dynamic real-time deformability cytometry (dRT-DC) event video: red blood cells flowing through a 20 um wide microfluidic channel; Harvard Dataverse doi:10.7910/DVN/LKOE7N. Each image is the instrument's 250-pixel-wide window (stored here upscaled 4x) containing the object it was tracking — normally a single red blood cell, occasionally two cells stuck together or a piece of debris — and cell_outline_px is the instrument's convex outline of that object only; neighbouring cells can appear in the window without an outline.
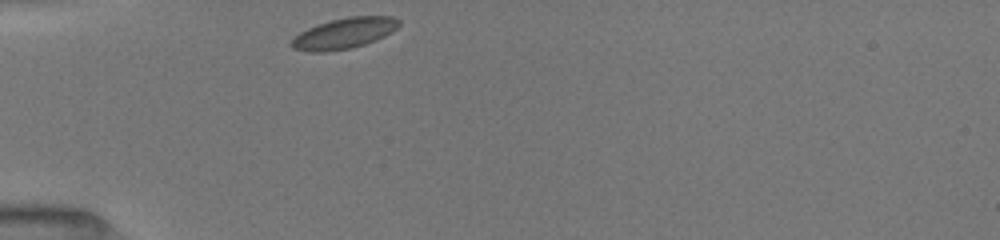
{"species": "common noctule bat (a hibernating species)", "species_latin": "Nyctalus noctula", "temperature_condition": "room temperature", "stored_images_in_passage": 30, "camera_frame_rate_fps": 3000, "um_per_image_px": 0.085, "animal": {"sex": "female", "body_mass_g": 19.5, "forearm_length_mm": 54.1}, "frame": {"image": 1, "passage_image": 1, "time_ms": 0.0, "image_size_px": [1000, 240], "cell_outline_px": [[400, 24], [392, 32], [376, 40], [364, 44], [348, 48], [324, 52], [308, 52], [292, 48], [288, 44], [300, 32], [308, 28], [332, 20], [348, 16], [392, 16], [400, 20]], "centroid_in_image_um": [29.25, 2.83], "position_along_channel_um": 55.7, "area_um2": 19.13}}
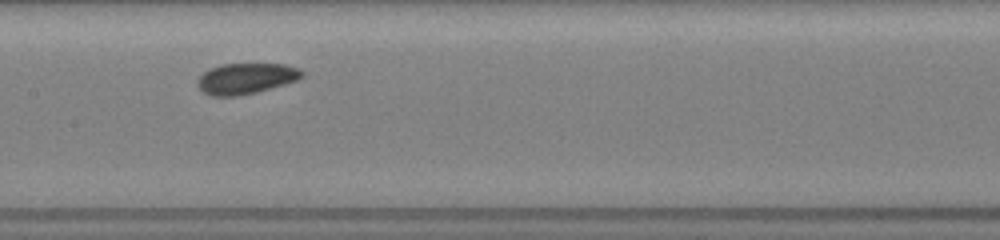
{"frame": {"image": 2, "passage_image": 12, "time_ms": 3.667, "image_size_px": [1000, 240], "cell_outline_px": [[304, 76], [296, 80], [284, 84], [256, 92], [240, 96], [212, 96], [204, 92], [196, 84], [196, 80], [208, 68], [220, 64], [284, 64], [300, 68], [304, 72]], "centroid_in_image_um": [20.89, 6.66], "position_along_channel_um": 186.5, "area_um2": 18.84}}
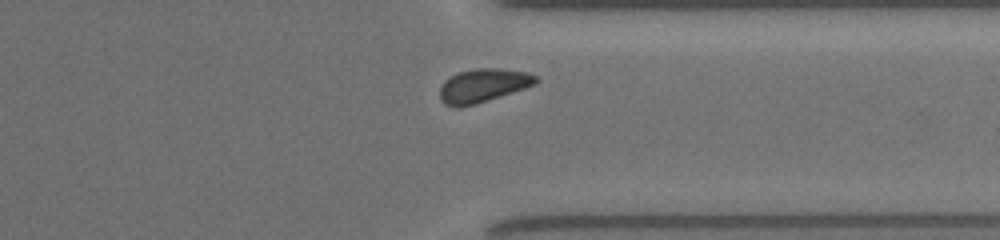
{"frame": {"image": 3, "passage_image": 26, "time_ms": 8.333, "image_size_px": [1000, 240], "cell_outline_px": [[540, 80], [536, 84], [476, 104], [444, 104], [440, 100], [440, 88], [444, 80], [456, 72], [476, 68], [496, 68], [524, 72], [536, 76]], "centroid_in_image_um": [41.06, 7.23], "position_along_channel_um": 370.3, "area_um2": 18.32}, "authors_computed_cell_mechanics": {"area_um2": 18.785, "velocity_mm_per_s": 3.9338, "shape_relaxation_time_tau1_ms": null, "shape_relaxation_time_tau2_ms": 3.9433, "deformation_change_tau1": null, "deformation_change_tau2": 0.0693}}